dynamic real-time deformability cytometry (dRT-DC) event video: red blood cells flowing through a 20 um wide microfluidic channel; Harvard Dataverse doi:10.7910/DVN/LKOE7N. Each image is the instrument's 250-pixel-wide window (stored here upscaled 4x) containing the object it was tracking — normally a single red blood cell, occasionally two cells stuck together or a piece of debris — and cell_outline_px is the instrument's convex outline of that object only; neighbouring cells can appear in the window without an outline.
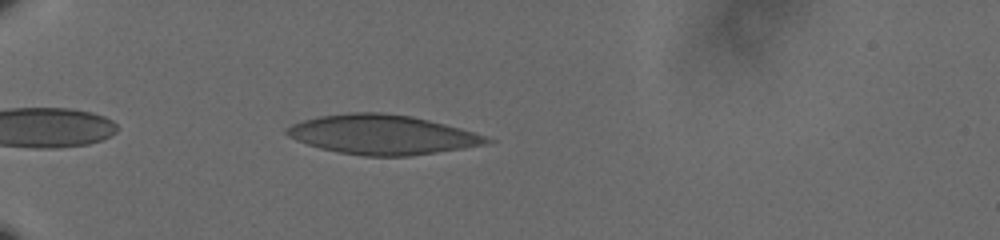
{"species": "human", "species_latin": "Homo sapiens", "temperature_condition": "cold", "stored_images_in_passage": 38, "camera_frame_rate_fps": 3000, "um_per_image_px": 0.085, "donor": {"sex": "male"}, "frame": {"image": 1, "passage_image": 4, "time_ms": 1.0, "image_size_px": [1000, 240], "cell_outline_px": [[496, 140], [484, 144], [464, 148], [408, 156], [364, 156], [340, 152], [320, 148], [296, 140], [288, 136], [284, 132], [284, 128], [292, 124], [304, 120], [320, 116], [352, 112], [380, 112], [412, 116], [460, 128]], "centroid_in_image_um": [32.45, 11.44], "position_along_channel_um": 52.5, "area_um2": 45.66}}
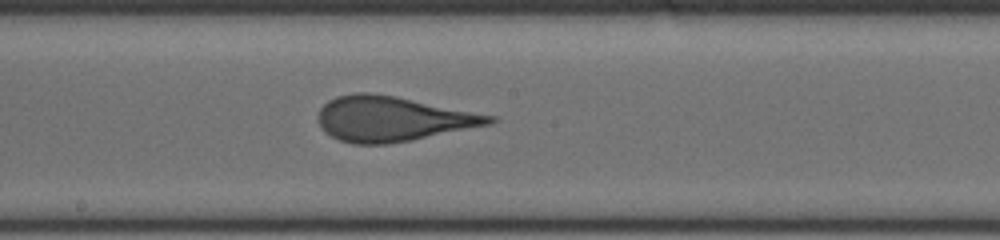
{"frame": {"image": 2, "passage_image": 20, "time_ms": 6.333, "image_size_px": [1000, 240], "cell_outline_px": [[500, 120], [492, 124], [412, 140], [388, 144], [352, 144], [340, 140], [324, 132], [320, 128], [316, 116], [320, 108], [328, 100], [336, 96], [356, 92], [368, 92], [396, 96], [496, 116]], "centroid_in_image_um": [33.35, 10.1], "position_along_channel_um": 214.9, "area_um2": 45.26}}
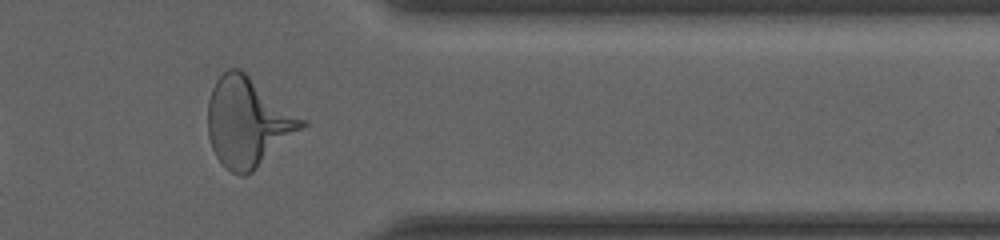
{"frame": {"image": 3, "passage_image": 35, "time_ms": 11.333, "image_size_px": [1000, 240], "cell_outline_px": [[308, 124], [304, 128], [252, 172], [244, 176], [240, 176], [224, 168], [220, 164], [212, 148], [208, 136], [208, 100], [212, 88], [216, 80], [228, 68], [240, 68], [308, 120]], "centroid_in_image_um": [21.09, 10.38], "position_along_channel_um": 390.3, "area_um2": 49.3}, "authors_computed_cell_mechanics": {"area_um2": 44.5638, "velocity_mm_per_s": 3.6266, "shape_relaxation_time_tau1_ms": 6.3112, "shape_relaxation_time_tau2_ms": 0.8343, "deformation_change_tau1": 0.1924, "deformation_change_tau2": 0.0568}}